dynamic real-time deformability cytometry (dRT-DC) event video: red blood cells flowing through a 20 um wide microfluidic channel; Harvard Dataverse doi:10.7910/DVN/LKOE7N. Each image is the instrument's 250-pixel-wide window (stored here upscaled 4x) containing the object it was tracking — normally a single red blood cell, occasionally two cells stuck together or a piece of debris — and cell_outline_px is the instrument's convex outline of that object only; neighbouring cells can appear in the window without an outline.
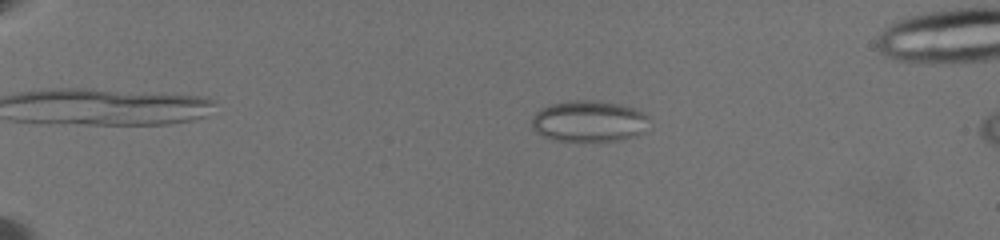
{"species": "common noctule bat (a hibernating species)", "species_latin": "Nyctalus noctula", "temperature_condition": "warm", "stored_images_in_passage": 18, "camera_frame_rate_fps": 3000, "um_per_image_px": 0.085, "animal": {"sex": "female", "body_mass_g": 19.5, "forearm_length_mm": 54.1}, "frame": {"image": 1, "passage_image": 7, "time_ms": 3.667, "image_size_px": [1000, 240], "cell_outline_px": [[648, 116], [644, 132], [620, 140], [552, 140], [536, 132], [532, 128], [532, 116], [540, 108], [548, 104], [576, 100], [596, 100], [620, 104], [636, 108], [644, 112]], "centroid_in_image_um": [50.03, 10.28], "position_along_channel_um": 35.0, "area_um2": 28.15}}
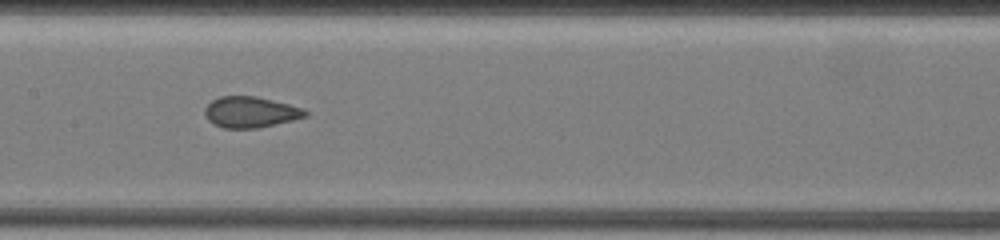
{"frame": {"image": 2, "passage_image": 15, "time_ms": 10.333, "image_size_px": [1000, 240], "cell_outline_px": [[308, 116], [292, 120], [256, 128], [224, 128], [212, 124], [208, 120], [204, 112], [204, 108], [212, 100], [220, 96], [256, 96], [304, 108], [308, 112]], "centroid_in_image_um": [21.27, 9.52], "position_along_channel_um": 186.1, "area_um2": 18.09}}
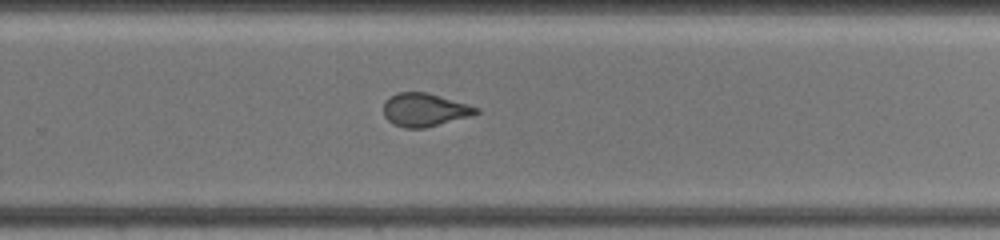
{"frame": {"image": 3, "passage_image": 18, "time_ms": 13.333, "image_size_px": [1000, 240], "cell_outline_px": [[480, 112], [472, 116], [424, 128], [404, 128], [392, 124], [384, 116], [384, 100], [388, 96], [400, 92], [428, 92], [480, 108]], "centroid_in_image_um": [36.08, 9.33], "position_along_channel_um": 293.7, "area_um2": 18.09}}